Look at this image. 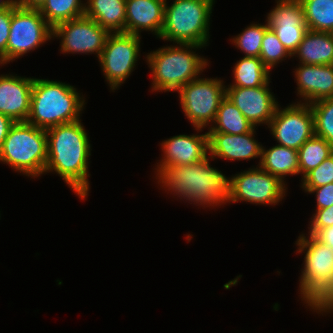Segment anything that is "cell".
Here are the masks:
<instances>
[{"label": "cell", "instance_id": "1", "mask_svg": "<svg viewBox=\"0 0 333 333\" xmlns=\"http://www.w3.org/2000/svg\"><path fill=\"white\" fill-rule=\"evenodd\" d=\"M80 121L46 130L48 151L44 173L55 171L79 198L85 199L89 191L87 177L91 146Z\"/></svg>", "mask_w": 333, "mask_h": 333}, {"label": "cell", "instance_id": "2", "mask_svg": "<svg viewBox=\"0 0 333 333\" xmlns=\"http://www.w3.org/2000/svg\"><path fill=\"white\" fill-rule=\"evenodd\" d=\"M209 158L191 165L163 166L156 170L157 182L175 196H181L180 199L194 204L216 207L229 203L230 179L211 167Z\"/></svg>", "mask_w": 333, "mask_h": 333}, {"label": "cell", "instance_id": "3", "mask_svg": "<svg viewBox=\"0 0 333 333\" xmlns=\"http://www.w3.org/2000/svg\"><path fill=\"white\" fill-rule=\"evenodd\" d=\"M298 253H306L299 290L303 301L314 312L333 311V248L313 235L301 234L296 241ZM306 251V252H305Z\"/></svg>", "mask_w": 333, "mask_h": 333}, {"label": "cell", "instance_id": "4", "mask_svg": "<svg viewBox=\"0 0 333 333\" xmlns=\"http://www.w3.org/2000/svg\"><path fill=\"white\" fill-rule=\"evenodd\" d=\"M74 86L47 79L34 78L30 114L27 123L47 130L79 119L85 105Z\"/></svg>", "mask_w": 333, "mask_h": 333}, {"label": "cell", "instance_id": "5", "mask_svg": "<svg viewBox=\"0 0 333 333\" xmlns=\"http://www.w3.org/2000/svg\"><path fill=\"white\" fill-rule=\"evenodd\" d=\"M196 44H180L159 48L149 53L147 63L152 73V91H178L188 82L199 77L209 64L192 49L202 48ZM191 49V50H190Z\"/></svg>", "mask_w": 333, "mask_h": 333}, {"label": "cell", "instance_id": "6", "mask_svg": "<svg viewBox=\"0 0 333 333\" xmlns=\"http://www.w3.org/2000/svg\"><path fill=\"white\" fill-rule=\"evenodd\" d=\"M214 0H174L165 3L159 38L182 44L207 46Z\"/></svg>", "mask_w": 333, "mask_h": 333}, {"label": "cell", "instance_id": "7", "mask_svg": "<svg viewBox=\"0 0 333 333\" xmlns=\"http://www.w3.org/2000/svg\"><path fill=\"white\" fill-rule=\"evenodd\" d=\"M46 130L27 122H15L10 128L0 153V161L16 172L38 177L47 162Z\"/></svg>", "mask_w": 333, "mask_h": 333}, {"label": "cell", "instance_id": "8", "mask_svg": "<svg viewBox=\"0 0 333 333\" xmlns=\"http://www.w3.org/2000/svg\"><path fill=\"white\" fill-rule=\"evenodd\" d=\"M225 87L217 78H197L177 91L182 110L196 130L201 131L214 122L220 103L226 97Z\"/></svg>", "mask_w": 333, "mask_h": 333}, {"label": "cell", "instance_id": "9", "mask_svg": "<svg viewBox=\"0 0 333 333\" xmlns=\"http://www.w3.org/2000/svg\"><path fill=\"white\" fill-rule=\"evenodd\" d=\"M53 38V28L46 22L39 9L15 5L12 8L6 64L33 51Z\"/></svg>", "mask_w": 333, "mask_h": 333}, {"label": "cell", "instance_id": "10", "mask_svg": "<svg viewBox=\"0 0 333 333\" xmlns=\"http://www.w3.org/2000/svg\"><path fill=\"white\" fill-rule=\"evenodd\" d=\"M140 36L110 33L99 62L111 90H116L132 73L140 51Z\"/></svg>", "mask_w": 333, "mask_h": 333}, {"label": "cell", "instance_id": "11", "mask_svg": "<svg viewBox=\"0 0 333 333\" xmlns=\"http://www.w3.org/2000/svg\"><path fill=\"white\" fill-rule=\"evenodd\" d=\"M229 203L277 204L286 194L285 183L260 166L229 178Z\"/></svg>", "mask_w": 333, "mask_h": 333}, {"label": "cell", "instance_id": "12", "mask_svg": "<svg viewBox=\"0 0 333 333\" xmlns=\"http://www.w3.org/2000/svg\"><path fill=\"white\" fill-rule=\"evenodd\" d=\"M301 101L280 109L277 106L268 128L279 145L298 150L314 133L310 104Z\"/></svg>", "mask_w": 333, "mask_h": 333}, {"label": "cell", "instance_id": "13", "mask_svg": "<svg viewBox=\"0 0 333 333\" xmlns=\"http://www.w3.org/2000/svg\"><path fill=\"white\" fill-rule=\"evenodd\" d=\"M110 32L85 15L58 24L53 38L61 37L62 53H95L99 58Z\"/></svg>", "mask_w": 333, "mask_h": 333}, {"label": "cell", "instance_id": "14", "mask_svg": "<svg viewBox=\"0 0 333 333\" xmlns=\"http://www.w3.org/2000/svg\"><path fill=\"white\" fill-rule=\"evenodd\" d=\"M267 24L274 31L283 46L292 55L298 48L307 26L303 7L299 0H277L267 18Z\"/></svg>", "mask_w": 333, "mask_h": 333}, {"label": "cell", "instance_id": "15", "mask_svg": "<svg viewBox=\"0 0 333 333\" xmlns=\"http://www.w3.org/2000/svg\"><path fill=\"white\" fill-rule=\"evenodd\" d=\"M269 83L255 88L226 87L228 100L254 127L262 123L268 126L278 106L268 87Z\"/></svg>", "mask_w": 333, "mask_h": 333}, {"label": "cell", "instance_id": "16", "mask_svg": "<svg viewBox=\"0 0 333 333\" xmlns=\"http://www.w3.org/2000/svg\"><path fill=\"white\" fill-rule=\"evenodd\" d=\"M164 157L157 163L163 166H182L196 164L208 157V133L202 135H177L161 143Z\"/></svg>", "mask_w": 333, "mask_h": 333}, {"label": "cell", "instance_id": "17", "mask_svg": "<svg viewBox=\"0 0 333 333\" xmlns=\"http://www.w3.org/2000/svg\"><path fill=\"white\" fill-rule=\"evenodd\" d=\"M34 78L0 75V113L15 122H26L30 114Z\"/></svg>", "mask_w": 333, "mask_h": 333}, {"label": "cell", "instance_id": "18", "mask_svg": "<svg viewBox=\"0 0 333 333\" xmlns=\"http://www.w3.org/2000/svg\"><path fill=\"white\" fill-rule=\"evenodd\" d=\"M254 127L250 132L239 135L228 133H208V147L210 159L216 156L228 160H246L260 157L262 144L260 145L253 136ZM215 157V158H214Z\"/></svg>", "mask_w": 333, "mask_h": 333}, {"label": "cell", "instance_id": "19", "mask_svg": "<svg viewBox=\"0 0 333 333\" xmlns=\"http://www.w3.org/2000/svg\"><path fill=\"white\" fill-rule=\"evenodd\" d=\"M294 72L298 94L305 103L333 97V64H300Z\"/></svg>", "mask_w": 333, "mask_h": 333}, {"label": "cell", "instance_id": "20", "mask_svg": "<svg viewBox=\"0 0 333 333\" xmlns=\"http://www.w3.org/2000/svg\"><path fill=\"white\" fill-rule=\"evenodd\" d=\"M167 0H126L125 33L140 36L141 30L160 36Z\"/></svg>", "mask_w": 333, "mask_h": 333}, {"label": "cell", "instance_id": "21", "mask_svg": "<svg viewBox=\"0 0 333 333\" xmlns=\"http://www.w3.org/2000/svg\"><path fill=\"white\" fill-rule=\"evenodd\" d=\"M301 64H333V33L307 30L297 50L292 54Z\"/></svg>", "mask_w": 333, "mask_h": 333}, {"label": "cell", "instance_id": "22", "mask_svg": "<svg viewBox=\"0 0 333 333\" xmlns=\"http://www.w3.org/2000/svg\"><path fill=\"white\" fill-rule=\"evenodd\" d=\"M84 4V15L102 28L110 33L125 32L126 0H88Z\"/></svg>", "mask_w": 333, "mask_h": 333}, {"label": "cell", "instance_id": "23", "mask_svg": "<svg viewBox=\"0 0 333 333\" xmlns=\"http://www.w3.org/2000/svg\"><path fill=\"white\" fill-rule=\"evenodd\" d=\"M259 166L277 176L283 183L287 175L299 174L298 152L295 149L276 145L268 150L262 147Z\"/></svg>", "mask_w": 333, "mask_h": 333}, {"label": "cell", "instance_id": "24", "mask_svg": "<svg viewBox=\"0 0 333 333\" xmlns=\"http://www.w3.org/2000/svg\"><path fill=\"white\" fill-rule=\"evenodd\" d=\"M215 123V126H214ZM214 123L207 133H228L239 135L250 132L254 126L241 111L225 97L218 108Z\"/></svg>", "mask_w": 333, "mask_h": 333}, {"label": "cell", "instance_id": "25", "mask_svg": "<svg viewBox=\"0 0 333 333\" xmlns=\"http://www.w3.org/2000/svg\"><path fill=\"white\" fill-rule=\"evenodd\" d=\"M270 70L259 57H243L234 66V83L228 87L255 88L270 82Z\"/></svg>", "mask_w": 333, "mask_h": 333}, {"label": "cell", "instance_id": "26", "mask_svg": "<svg viewBox=\"0 0 333 333\" xmlns=\"http://www.w3.org/2000/svg\"><path fill=\"white\" fill-rule=\"evenodd\" d=\"M81 0H45L39 11L54 28L60 23L84 16L85 4Z\"/></svg>", "mask_w": 333, "mask_h": 333}, {"label": "cell", "instance_id": "27", "mask_svg": "<svg viewBox=\"0 0 333 333\" xmlns=\"http://www.w3.org/2000/svg\"><path fill=\"white\" fill-rule=\"evenodd\" d=\"M308 30L333 33V0H299Z\"/></svg>", "mask_w": 333, "mask_h": 333}, {"label": "cell", "instance_id": "28", "mask_svg": "<svg viewBox=\"0 0 333 333\" xmlns=\"http://www.w3.org/2000/svg\"><path fill=\"white\" fill-rule=\"evenodd\" d=\"M299 174L302 178L333 154V147L322 137L313 135L298 150Z\"/></svg>", "mask_w": 333, "mask_h": 333}, {"label": "cell", "instance_id": "29", "mask_svg": "<svg viewBox=\"0 0 333 333\" xmlns=\"http://www.w3.org/2000/svg\"><path fill=\"white\" fill-rule=\"evenodd\" d=\"M314 118V133L333 147V97L310 104Z\"/></svg>", "mask_w": 333, "mask_h": 333}, {"label": "cell", "instance_id": "30", "mask_svg": "<svg viewBox=\"0 0 333 333\" xmlns=\"http://www.w3.org/2000/svg\"><path fill=\"white\" fill-rule=\"evenodd\" d=\"M268 28L267 23L264 25L251 24L232 39V44L234 43L245 54V57H259L262 40Z\"/></svg>", "mask_w": 333, "mask_h": 333}, {"label": "cell", "instance_id": "31", "mask_svg": "<svg viewBox=\"0 0 333 333\" xmlns=\"http://www.w3.org/2000/svg\"><path fill=\"white\" fill-rule=\"evenodd\" d=\"M291 58L292 55L280 42L274 31L268 28L265 31L259 58L263 64L271 71L277 63L284 58Z\"/></svg>", "mask_w": 333, "mask_h": 333}, {"label": "cell", "instance_id": "32", "mask_svg": "<svg viewBox=\"0 0 333 333\" xmlns=\"http://www.w3.org/2000/svg\"><path fill=\"white\" fill-rule=\"evenodd\" d=\"M301 180L302 188H316L333 183V154L309 171Z\"/></svg>", "mask_w": 333, "mask_h": 333}, {"label": "cell", "instance_id": "33", "mask_svg": "<svg viewBox=\"0 0 333 333\" xmlns=\"http://www.w3.org/2000/svg\"><path fill=\"white\" fill-rule=\"evenodd\" d=\"M12 8L0 10V64H6V49L10 33Z\"/></svg>", "mask_w": 333, "mask_h": 333}, {"label": "cell", "instance_id": "34", "mask_svg": "<svg viewBox=\"0 0 333 333\" xmlns=\"http://www.w3.org/2000/svg\"><path fill=\"white\" fill-rule=\"evenodd\" d=\"M315 212L311 218L310 227H308L309 235H314L319 229L333 225V205L324 209H316Z\"/></svg>", "mask_w": 333, "mask_h": 333}, {"label": "cell", "instance_id": "35", "mask_svg": "<svg viewBox=\"0 0 333 333\" xmlns=\"http://www.w3.org/2000/svg\"><path fill=\"white\" fill-rule=\"evenodd\" d=\"M303 189L308 193H316L317 209H324L333 205V183L321 187Z\"/></svg>", "mask_w": 333, "mask_h": 333}, {"label": "cell", "instance_id": "36", "mask_svg": "<svg viewBox=\"0 0 333 333\" xmlns=\"http://www.w3.org/2000/svg\"><path fill=\"white\" fill-rule=\"evenodd\" d=\"M15 121L9 116L0 113V153L3 147L4 140L10 131V128L14 125Z\"/></svg>", "mask_w": 333, "mask_h": 333}, {"label": "cell", "instance_id": "37", "mask_svg": "<svg viewBox=\"0 0 333 333\" xmlns=\"http://www.w3.org/2000/svg\"><path fill=\"white\" fill-rule=\"evenodd\" d=\"M313 236L319 242L331 246L333 248V225L319 229Z\"/></svg>", "mask_w": 333, "mask_h": 333}, {"label": "cell", "instance_id": "38", "mask_svg": "<svg viewBox=\"0 0 333 333\" xmlns=\"http://www.w3.org/2000/svg\"><path fill=\"white\" fill-rule=\"evenodd\" d=\"M17 5L24 8L39 9L45 0H16Z\"/></svg>", "mask_w": 333, "mask_h": 333}, {"label": "cell", "instance_id": "39", "mask_svg": "<svg viewBox=\"0 0 333 333\" xmlns=\"http://www.w3.org/2000/svg\"><path fill=\"white\" fill-rule=\"evenodd\" d=\"M16 4V0H0V10L13 8Z\"/></svg>", "mask_w": 333, "mask_h": 333}]
</instances>
